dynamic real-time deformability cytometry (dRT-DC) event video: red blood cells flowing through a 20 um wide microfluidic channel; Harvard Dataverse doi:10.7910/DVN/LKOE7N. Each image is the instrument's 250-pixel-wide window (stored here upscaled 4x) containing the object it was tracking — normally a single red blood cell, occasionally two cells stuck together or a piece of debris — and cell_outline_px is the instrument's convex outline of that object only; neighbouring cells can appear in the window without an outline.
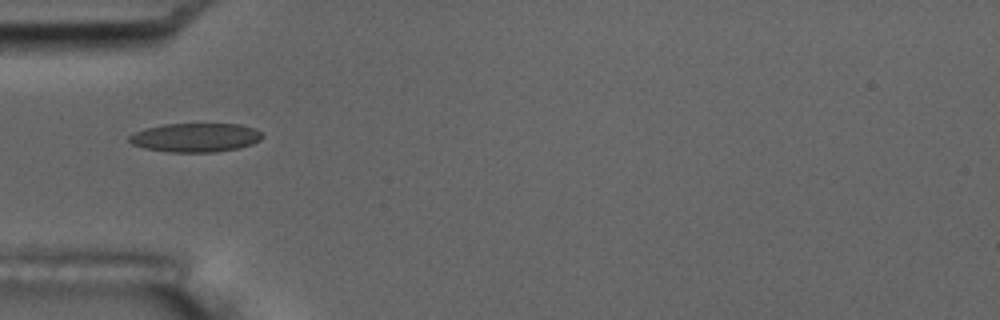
{"species": "common noctule bat (a hibernating species)", "species_latin": "Nyctalus noctula", "temperature_condition": "room temperature", "stored_images_in_passage": 17, "camera_frame_rate_fps": 3000, "um_per_image_px": 0.085, "animal": {"sex": "male", "body_mass_g": 17.5, "forearm_length_mm": 52.3}, "frame": {"image": 1, "passage_image": 6, "time_ms": 6.0, "image_size_px": [1000, 320], "cell_outline_px": [[264, 136], [260, 140], [252, 144], [240, 148], [216, 152], [168, 152], [144, 148], [132, 144], [128, 140], [128, 136], [144, 128], [164, 124], [240, 124], [256, 128]], "centroid_in_image_um": [16.63, 11.69], "position_along_channel_um": 68.4, "area_um2": 22.6}}
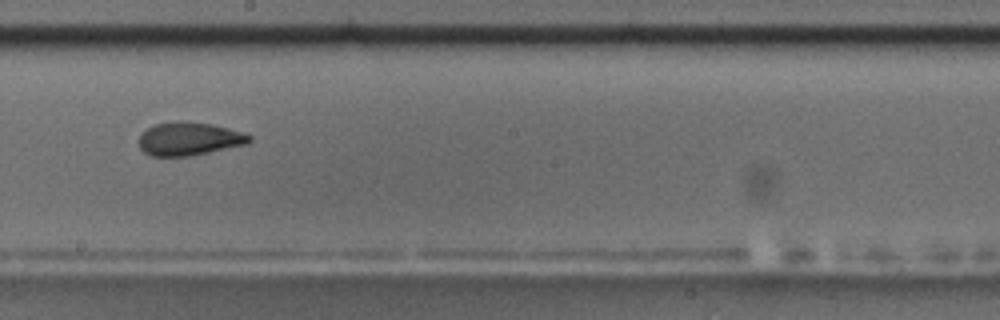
{"frame": {"image": 2, "passage_image": 10, "time_ms": 10.667, "image_size_px": [1000, 320], "cell_outline_px": [[252, 140], [248, 144], [188, 156], [152, 156], [144, 152], [140, 148], [140, 136], [152, 124], [180, 120], [184, 120], [212, 124], [228, 128], [252, 136]], "centroid_in_image_um": [16.08, 11.78], "position_along_channel_um": 232.1, "area_um2": 21.39}, "authors_computed_cell_mechanics": {"area_um2": 21.2126, "velocity_mm_per_s": 3.5197, "shape_relaxation_time_tau1_ms": 3.8788, "shape_relaxation_time_tau2_ms": 1.5602, "deformation_change_tau1": 0.1203, "deformation_change_tau2": 0.0505}}